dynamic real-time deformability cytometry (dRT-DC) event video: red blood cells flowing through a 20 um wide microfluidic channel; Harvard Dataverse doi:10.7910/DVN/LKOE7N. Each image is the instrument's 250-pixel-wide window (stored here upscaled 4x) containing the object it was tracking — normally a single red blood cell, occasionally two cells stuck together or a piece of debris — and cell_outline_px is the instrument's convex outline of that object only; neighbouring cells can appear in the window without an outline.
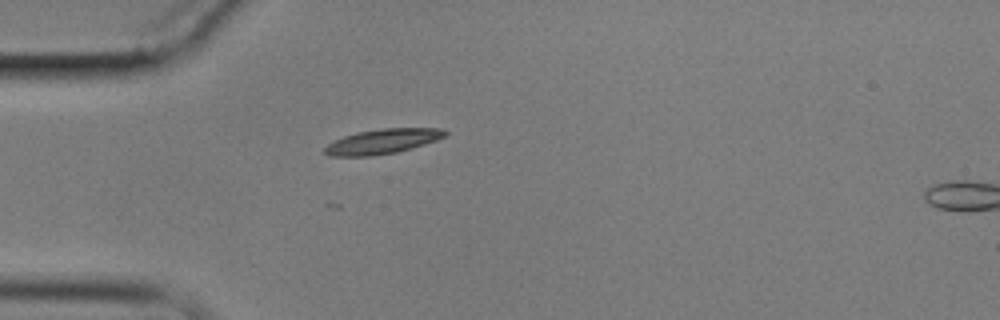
{"species": "common noctule bat (a hibernating species)", "species_latin": "Nyctalus noctula", "temperature_condition": "cold", "stored_images_in_passage": 6, "camera_frame_rate_fps": 3000, "um_per_image_px": 0.085, "animal": {"sex": "male", "body_mass_g": 17.9}, "frame": {"image": 1, "passage_image": 5, "time_ms": 5.333, "image_size_px": [1000, 320], "cell_outline_px": [[448, 132], [444, 136], [436, 140], [412, 148], [396, 152], [368, 156], [328, 156], [324, 152], [324, 148], [328, 144], [344, 136], [356, 132], [384, 128], [440, 128]], "centroid_in_image_um": [32.5, 12.02], "position_along_channel_um": 52.5, "area_um2": 17.22}}